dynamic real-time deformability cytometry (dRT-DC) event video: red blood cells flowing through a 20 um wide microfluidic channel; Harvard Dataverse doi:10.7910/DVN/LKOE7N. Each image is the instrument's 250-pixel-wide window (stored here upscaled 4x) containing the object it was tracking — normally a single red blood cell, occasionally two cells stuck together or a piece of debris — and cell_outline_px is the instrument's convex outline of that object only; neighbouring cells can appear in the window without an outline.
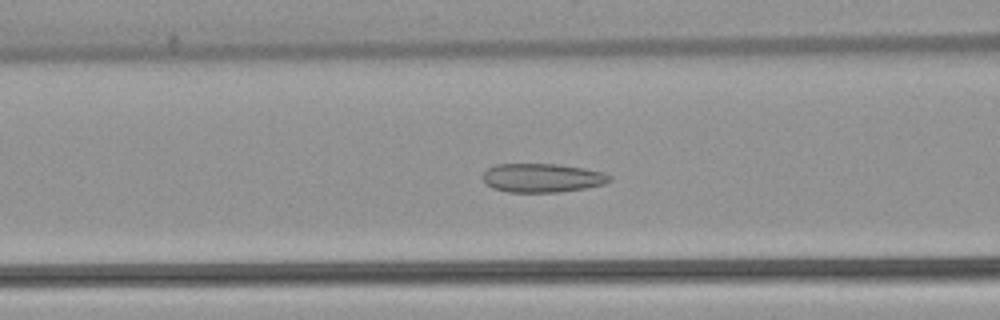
{"species": "common noctule bat (a hibernating species)", "species_latin": "Nyctalus noctula", "temperature_condition": "warm", "stored_images_in_passage": 52, "camera_frame_rate_fps": 3000, "um_per_image_px": 0.085, "animal": {"sex": "female", "body_mass_g": 22.7, "forearm_length_mm": 54.2}, "frame": {"image": 1, "passage_image": 21, "time_ms": 6.667, "image_size_px": [1000, 320], "cell_outline_px": [[612, 180], [604, 184], [584, 188], [560, 192], [508, 192], [492, 188], [484, 184], [484, 172], [488, 168], [496, 164], [560, 164], [584, 168], [604, 172], [612, 176]], "centroid_in_image_um": [46.1, 15.12], "position_along_channel_um": 120.5, "area_um2": 21.44}}
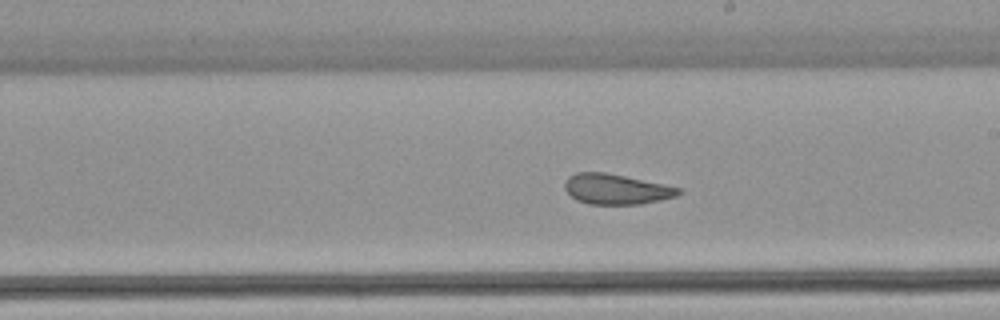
{"frame": {"image": 2, "passage_image": 30, "time_ms": 9.667, "image_size_px": [1000, 320], "cell_outline_px": [[680, 192], [676, 196], [660, 200], [640, 204], [588, 204], [576, 200], [564, 188], [564, 184], [568, 176], [576, 172], [604, 172], [664, 184], [680, 188]], "centroid_in_image_um": [52.34, 16.07], "position_along_channel_um": 236.7, "area_um2": 19.94}}
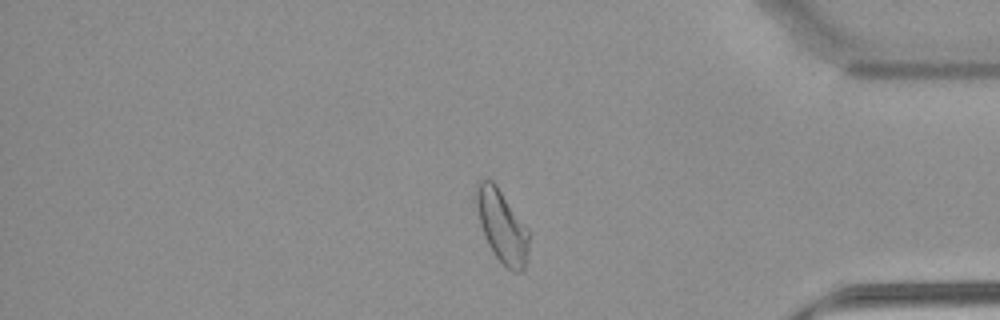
{"frame": {"image": 3, "passage_image": 44, "time_ms": 14.333, "image_size_px": [1000, 320], "cell_outline_px": [[528, 252], [524, 268], [520, 272], [512, 272], [496, 256], [488, 244], [480, 224], [472, 196], [472, 192], [476, 184], [480, 180], [492, 180], [496, 184], [528, 228]], "centroid_in_image_um": [42.61, 19.16], "position_along_channel_um": 392.6, "area_um2": 22.48}, "authors_computed_cell_mechanics": {"area_um2": 22.8888, "velocity_mm_per_s": 3.8817, "shape_relaxation_time_tau1_ms": null, "shape_relaxation_time_tau2_ms": 1.5511, "deformation_change_tau1": null, "deformation_change_tau2": 0.0738}}